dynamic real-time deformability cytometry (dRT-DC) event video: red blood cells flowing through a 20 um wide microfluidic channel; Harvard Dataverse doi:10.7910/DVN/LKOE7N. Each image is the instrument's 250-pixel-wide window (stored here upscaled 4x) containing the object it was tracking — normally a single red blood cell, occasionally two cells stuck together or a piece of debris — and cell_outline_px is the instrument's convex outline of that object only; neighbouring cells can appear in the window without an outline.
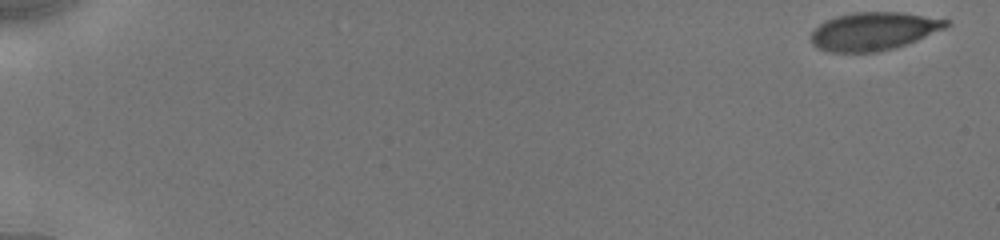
{"species": "human", "species_latin": "Homo sapiens", "temperature_condition": "cold", "stored_images_in_passage": 18, "camera_frame_rate_fps": 3000, "um_per_image_px": 0.085, "donor": {"sex": "male"}, "frame": {"image": 1, "passage_image": 1, "time_ms": 0.0, "image_size_px": [1000, 240], "cell_outline_px": [[952, 24], [948, 28], [916, 40], [892, 48], [876, 52], [828, 52], [816, 48], [812, 44], [808, 36], [824, 20], [836, 16], [852, 12], [900, 12], [948, 20]], "centroid_in_image_um": [74.22, 2.65], "position_along_channel_um": 10.8, "area_um2": 30.11}}
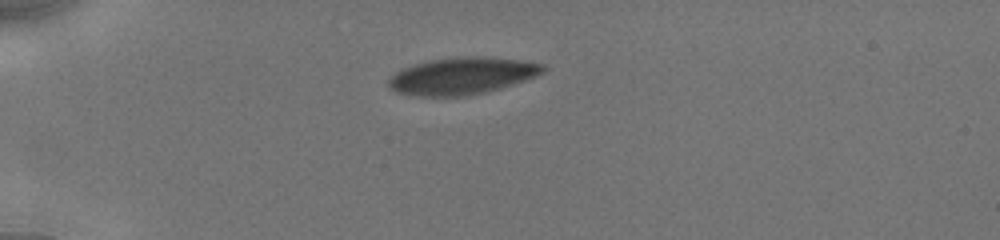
{"frame": {"image": 2, "passage_image": 11, "time_ms": 4.667, "image_size_px": [1000, 240], "cell_outline_px": [[548, 68], [544, 72], [524, 80], [484, 92], [460, 96], [420, 96], [396, 92], [388, 88], [388, 80], [400, 68], [412, 64], [428, 60], [468, 56], [484, 56], [520, 60], [544, 64]], "centroid_in_image_um": [39.23, 6.43], "position_along_channel_um": 45.8, "area_um2": 33.12}}
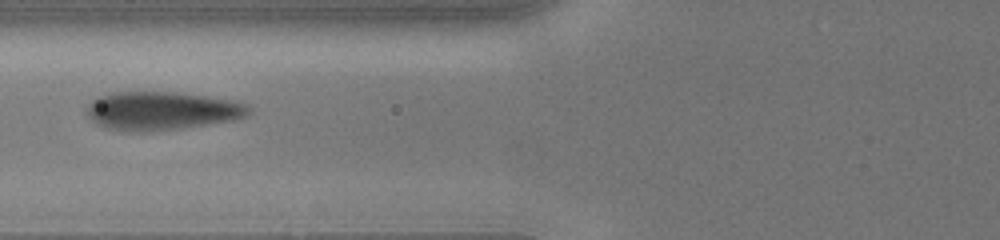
{"frame": {"image": 3, "passage_image": 16, "time_ms": 7.333, "image_size_px": [1000, 240], "cell_outline_px": [[252, 112], [248, 116], [232, 120], [184, 128], [148, 132], [132, 132], [108, 128], [92, 120], [88, 116], [88, 104], [92, 100], [100, 96], [112, 92], [176, 92], [236, 100], [248, 104], [252, 108]], "centroid_in_image_um": [13.82, 9.42], "position_along_channel_um": 112.0, "area_um2": 36.47}}